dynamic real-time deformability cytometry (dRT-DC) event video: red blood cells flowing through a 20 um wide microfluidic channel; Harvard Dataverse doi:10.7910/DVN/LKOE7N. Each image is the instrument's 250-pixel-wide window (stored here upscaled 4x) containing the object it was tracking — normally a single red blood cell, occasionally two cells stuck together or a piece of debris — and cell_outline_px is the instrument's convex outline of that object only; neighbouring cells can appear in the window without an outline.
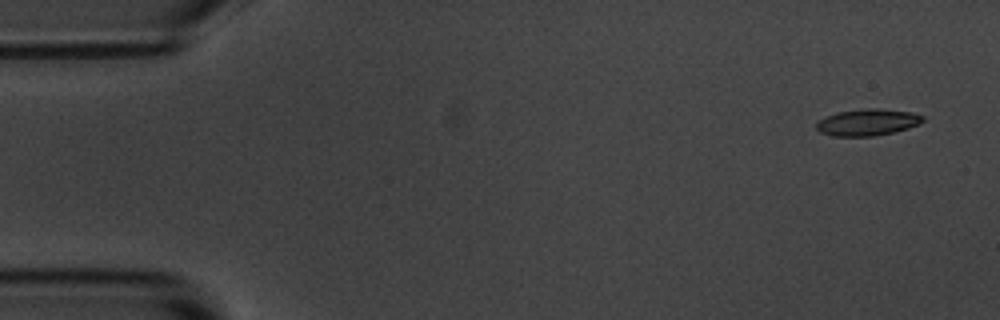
{"species": "common noctule bat (a hibernating species)", "species_latin": "Nyctalus noctula", "temperature_condition": "room temperature", "stored_images_in_passage": 9, "camera_frame_rate_fps": 3000, "um_per_image_px": 0.085, "animal": {"sex": "male", "body_mass_g": 20.1, "forearm_length_mm": 53.5}, "frame": {"image": 1, "passage_image": 1, "time_ms": 0.0, "image_size_px": [1000, 320], "cell_outline_px": [[924, 120], [920, 124], [908, 128], [876, 136], [832, 136], [820, 132], [816, 128], [816, 124], [824, 116], [836, 112], [868, 108], [876, 108], [912, 112], [924, 116]], "centroid_in_image_um": [73.74, 10.39], "position_along_channel_um": 11.3, "area_um2": 16.59}}
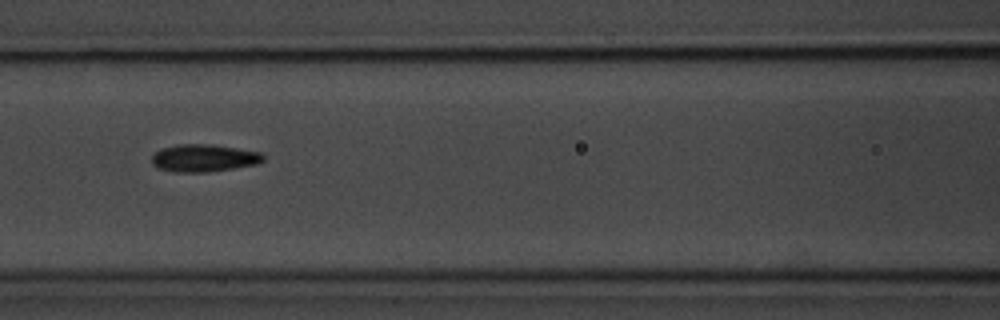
{"frame": {"image": 2, "passage_image": 7, "time_ms": 7.0, "image_size_px": [1000, 320], "cell_outline_px": [[264, 160], [256, 164], [208, 172], [176, 172], [160, 168], [152, 164], [152, 156], [160, 148], [176, 144], [212, 144], [260, 152], [264, 156]], "centroid_in_image_um": [17.31, 13.42], "position_along_channel_um": 149.3, "area_um2": 17.74}}
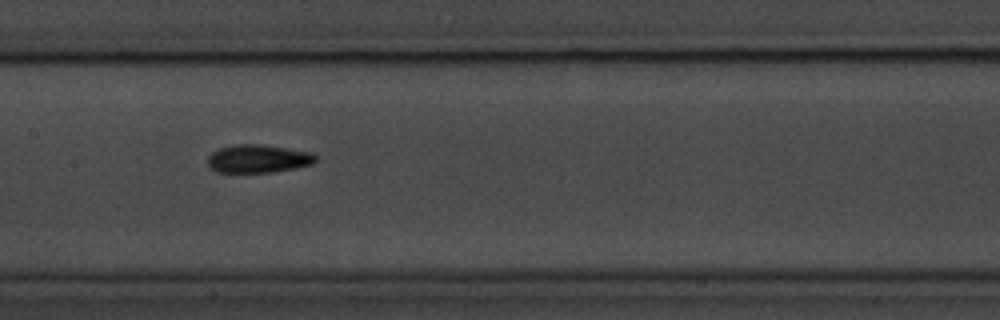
{"frame": {"image": 3, "passage_image": 8, "time_ms": 8.0, "image_size_px": [1000, 320], "cell_outline_px": [[316, 160], [312, 164], [272, 172], [216, 172], [208, 168], [208, 156], [212, 152], [220, 148], [236, 144], [260, 144], [312, 152], [316, 156]], "centroid_in_image_um": [21.9, 13.49], "position_along_channel_um": 185.5, "area_um2": 17.63}}